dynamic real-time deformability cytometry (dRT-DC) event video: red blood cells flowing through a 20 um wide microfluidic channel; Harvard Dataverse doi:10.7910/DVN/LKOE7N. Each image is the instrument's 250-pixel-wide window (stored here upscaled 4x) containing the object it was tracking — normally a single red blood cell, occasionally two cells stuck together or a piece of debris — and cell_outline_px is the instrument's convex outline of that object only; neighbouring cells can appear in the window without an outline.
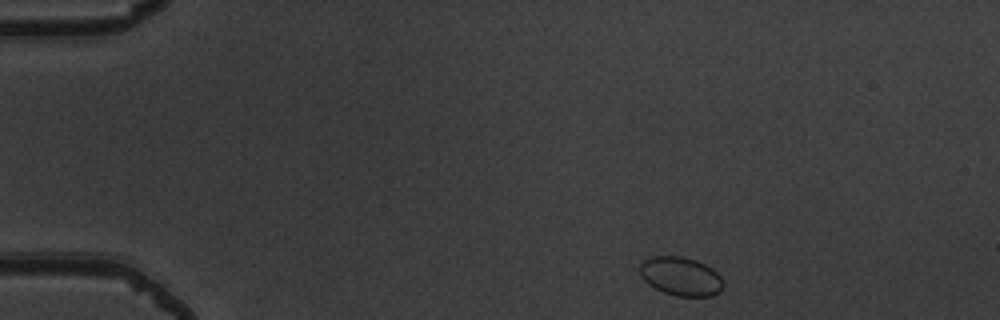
{"species": "common noctule bat (a hibernating species)", "species_latin": "Nyctalus noctula", "temperature_condition": "warm", "stored_images_in_passage": 45, "camera_frame_rate_fps": 3000, "um_per_image_px": 0.085, "animal": {"sex": "male", "body_mass_g": 19.5, "forearm_length_mm": 54.6}, "frame": {"image": 1, "passage_image": 1, "time_ms": 0.0, "image_size_px": [1000, 320], "cell_outline_px": [[724, 284], [720, 292], [712, 296], [676, 296], [664, 292], [648, 284], [640, 276], [640, 260], [648, 256], [680, 256], [696, 260], [712, 268], [720, 276]], "centroid_in_image_um": [57.84, 23.47], "position_along_channel_um": 27.2, "area_um2": 19.02}}
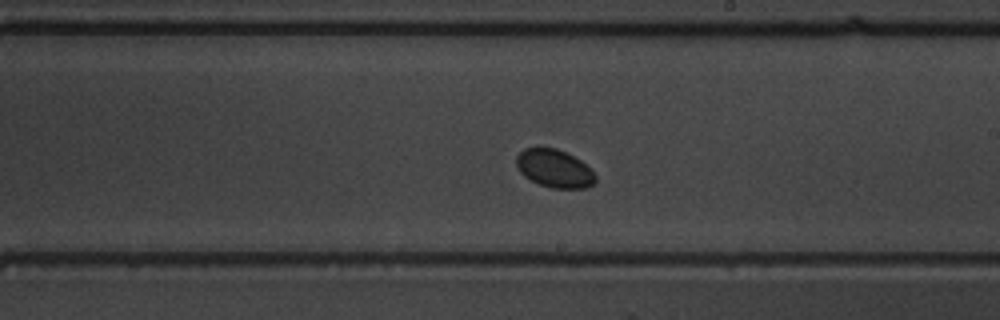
{"frame": {"image": 2, "passage_image": 24, "time_ms": 7.667, "image_size_px": [1000, 320], "cell_outline_px": [[596, 180], [588, 188], [552, 188], [540, 184], [524, 176], [520, 172], [516, 164], [516, 156], [524, 148], [556, 148], [580, 160], [596, 176]], "centroid_in_image_um": [47.1, 14.33], "position_along_channel_um": 241.9, "area_um2": 17.22}}
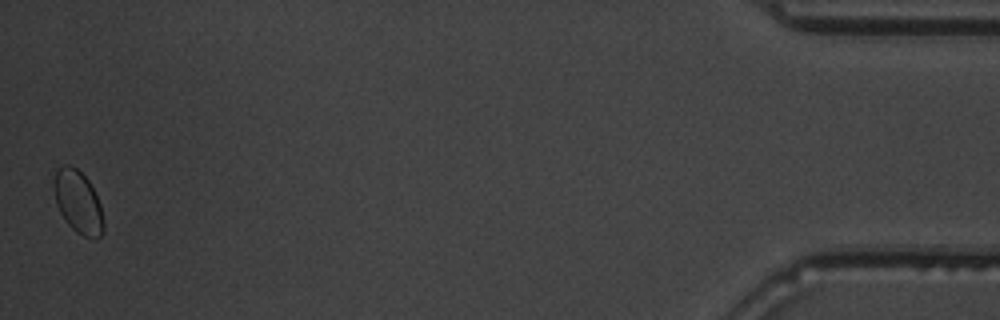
{"frame": {"image": 3, "passage_image": 45, "time_ms": 14.667, "image_size_px": [1000, 320], "cell_outline_px": [[104, 232], [100, 236], [84, 236], [76, 232], [64, 220], [56, 204], [52, 188], [56, 168], [64, 164], [68, 164], [76, 168], [88, 180], [100, 204], [104, 220]], "centroid_in_image_um": [6.6, 17.14], "position_along_channel_um": 428.6, "area_um2": 18.15}}